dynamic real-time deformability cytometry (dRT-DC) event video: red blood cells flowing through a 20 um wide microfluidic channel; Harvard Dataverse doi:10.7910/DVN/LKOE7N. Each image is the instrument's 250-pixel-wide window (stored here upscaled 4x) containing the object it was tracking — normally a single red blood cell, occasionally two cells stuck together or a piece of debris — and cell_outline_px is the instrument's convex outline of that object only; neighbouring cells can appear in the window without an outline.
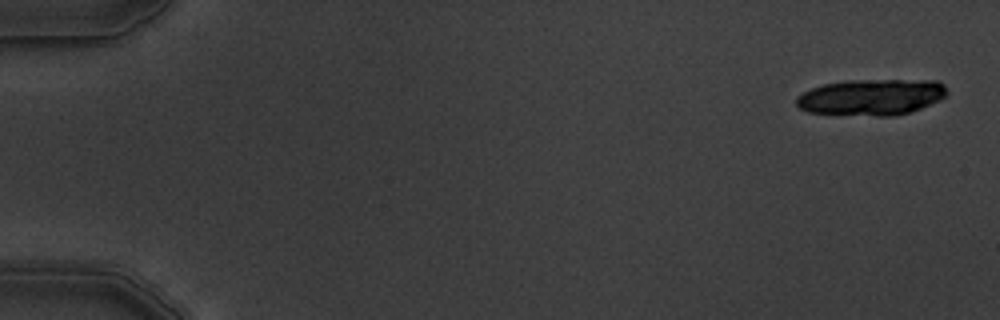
{"species": "common noctule bat (a hibernating species)", "species_latin": "Nyctalus noctula", "temperature_condition": "warm", "stored_images_in_passage": 11, "camera_frame_rate_fps": 3000, "um_per_image_px": 0.085, "animal": {"sex": "male", "body_mass_g": 19.5, "forearm_length_mm": 54.6}, "frame": {"image": 1, "passage_image": 1, "time_ms": 0.0, "image_size_px": [1000, 320], "cell_outline_px": [[948, 92], [940, 100], [912, 112], [896, 116], [876, 116], [808, 112], [800, 108], [796, 104], [796, 96], [812, 88], [824, 84], [848, 80], [940, 80], [944, 84]], "centroid_in_image_um": [74.11, 8.25], "position_along_channel_um": 10.9, "area_um2": 31.96}}